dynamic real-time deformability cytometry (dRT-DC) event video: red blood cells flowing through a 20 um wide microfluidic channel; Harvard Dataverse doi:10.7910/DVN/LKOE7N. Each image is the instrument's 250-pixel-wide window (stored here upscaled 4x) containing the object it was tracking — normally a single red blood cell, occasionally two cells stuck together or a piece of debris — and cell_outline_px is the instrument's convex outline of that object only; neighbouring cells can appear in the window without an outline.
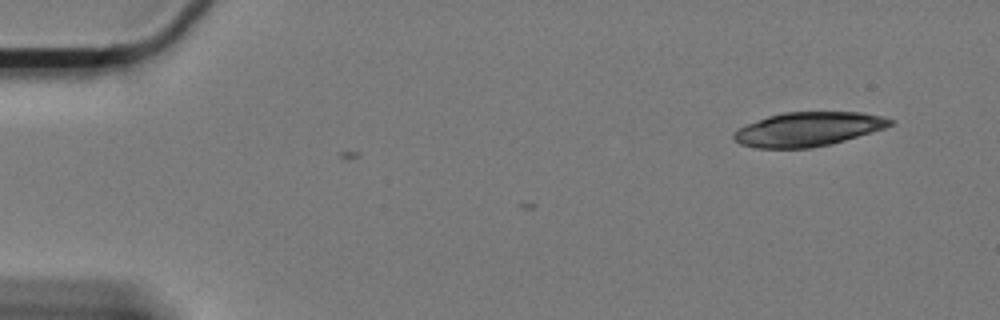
{"species": "Egyptian fruit bat (a non-hibernating species)", "species_latin": "Rousettus aegyptiacus", "temperature_condition": "cold", "stored_images_in_passage": 2, "camera_frame_rate_fps": 3000, "um_per_image_px": 0.085, "animal": {"sex": "female"}, "frame": {"image": 1, "passage_image": 1, "time_ms": 0.0, "image_size_px": [1000, 320], "cell_outline_px": [[896, 120], [892, 124], [884, 128], [844, 140], [812, 148], [756, 148], [740, 144], [732, 136], [732, 132], [748, 124], [768, 116], [784, 112], [860, 112], [880, 116]], "centroid_in_image_um": [68.67, 10.98], "position_along_channel_um": 16.3, "area_um2": 30.75}}